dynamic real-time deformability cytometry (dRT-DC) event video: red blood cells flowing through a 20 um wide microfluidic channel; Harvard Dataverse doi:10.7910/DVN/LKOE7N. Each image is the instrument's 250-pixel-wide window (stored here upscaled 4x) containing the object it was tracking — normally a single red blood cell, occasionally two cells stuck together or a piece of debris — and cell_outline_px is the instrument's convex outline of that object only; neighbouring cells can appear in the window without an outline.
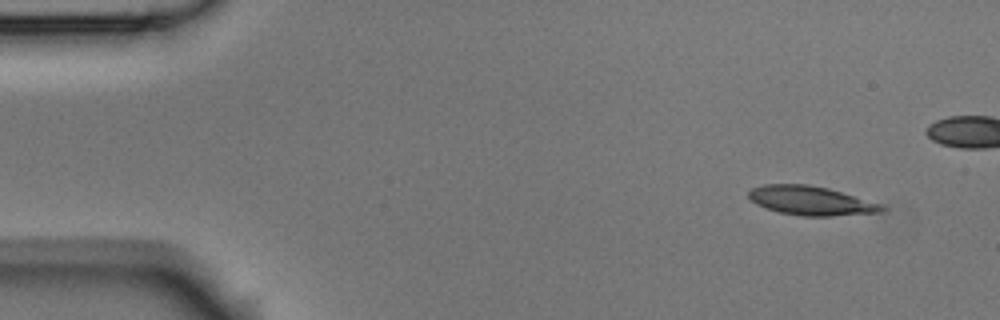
{"species": "Egyptian fruit bat (a non-hibernating species)", "species_latin": "Rousettus aegyptiacus", "temperature_condition": "room temperature", "stored_images_in_passage": 5, "camera_frame_rate_fps": 3000, "um_per_image_px": 0.085, "animal": {"sex": "male"}, "frame": {"image": 1, "passage_image": 1, "time_ms": 0.0, "image_size_px": [1000, 320], "cell_outline_px": [[888, 208], [880, 212], [832, 216], [804, 216], [780, 212], [756, 204], [748, 196], [748, 192], [752, 188], [764, 184], [808, 184], [828, 188], [880, 204]], "centroid_in_image_um": [68.91, 17.05], "position_along_channel_um": 16.1, "area_um2": 22.25}}